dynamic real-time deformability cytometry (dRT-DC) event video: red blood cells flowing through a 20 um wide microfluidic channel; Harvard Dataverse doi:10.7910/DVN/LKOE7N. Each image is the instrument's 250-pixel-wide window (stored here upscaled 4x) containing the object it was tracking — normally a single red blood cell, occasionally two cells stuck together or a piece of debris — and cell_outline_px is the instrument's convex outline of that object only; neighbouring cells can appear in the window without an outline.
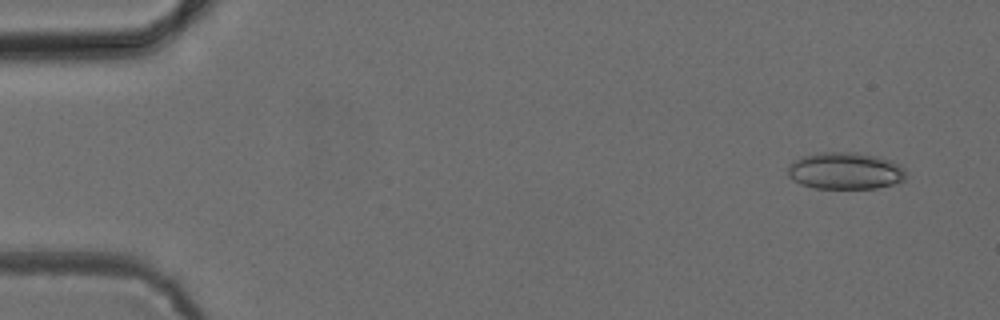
{"species": "common noctule bat (a hibernating species)", "species_latin": "Nyctalus noctula", "temperature_condition": "cold", "stored_images_in_passage": 5, "camera_frame_rate_fps": 3000, "um_per_image_px": 0.085, "animal": {"sex": "female", "body_mass_g": 24.6, "forearm_length_mm": 56.2}, "frame": {"image": 1, "passage_image": 1, "time_ms": 0.0, "image_size_px": [1000, 320], "cell_outline_px": [[908, 172], [904, 180], [892, 184], [876, 188], [816, 188], [800, 184], [788, 176], [788, 168], [800, 156], [820, 152], [856, 152], [876, 156], [892, 160], [900, 164]], "centroid_in_image_um": [71.88, 14.51], "position_along_channel_um": 13.1, "area_um2": 25.55}}
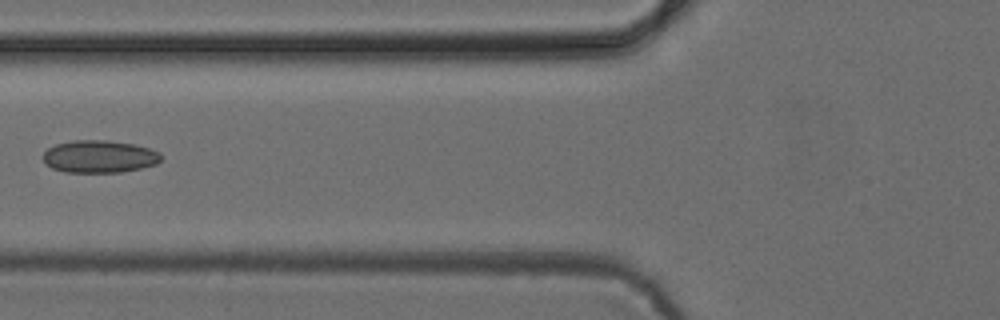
{"frame": {"image": 2, "passage_image": 5, "time_ms": 5.667, "image_size_px": [1000, 320], "cell_outline_px": [[160, 160], [156, 164], [140, 168], [120, 172], [64, 172], [52, 168], [44, 164], [44, 152], [48, 148], [56, 144], [76, 140], [104, 140], [132, 144], [148, 148], [160, 152]], "centroid_in_image_um": [8.41, 13.31], "position_along_channel_um": 117.4, "area_um2": 22.14}}